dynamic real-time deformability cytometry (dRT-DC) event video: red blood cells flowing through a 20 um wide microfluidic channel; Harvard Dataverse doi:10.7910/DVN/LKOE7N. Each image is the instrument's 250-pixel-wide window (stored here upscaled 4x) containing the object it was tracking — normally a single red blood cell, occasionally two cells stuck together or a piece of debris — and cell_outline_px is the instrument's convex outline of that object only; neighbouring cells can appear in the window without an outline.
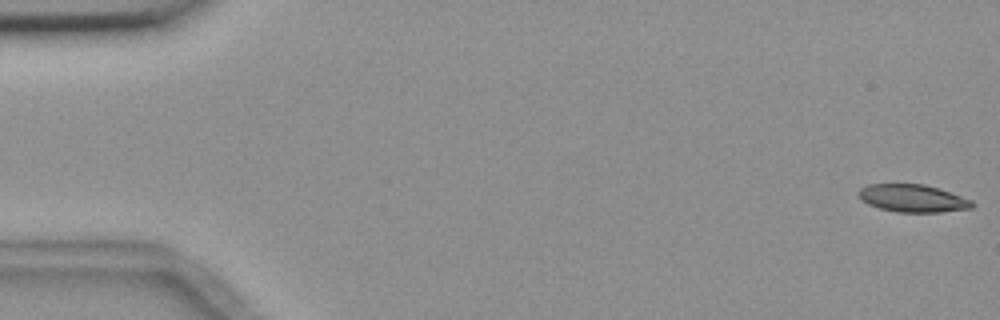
{"species": "common noctule bat (a hibernating species)", "species_latin": "Nyctalus noctula", "temperature_condition": "room temperature", "stored_images_in_passage": 3, "segment_of_instrument_passage": [2, 2], "camera_frame_rate_fps": 3000, "um_per_image_px": 0.085, "animal": {"sex": "female", "body_mass_g": 18.4}, "frame": {"image": 1, "passage_image": 3, "time_ms": 12.667, "image_size_px": [1000, 320], "cell_outline_px": [[976, 204], [972, 208], [940, 212], [896, 212], [880, 208], [868, 204], [860, 200], [860, 188], [868, 184], [924, 184], [972, 200]], "centroid_in_image_um": [77.58, 16.86], "position_along_channel_um": 7.4, "area_um2": 18.09}}